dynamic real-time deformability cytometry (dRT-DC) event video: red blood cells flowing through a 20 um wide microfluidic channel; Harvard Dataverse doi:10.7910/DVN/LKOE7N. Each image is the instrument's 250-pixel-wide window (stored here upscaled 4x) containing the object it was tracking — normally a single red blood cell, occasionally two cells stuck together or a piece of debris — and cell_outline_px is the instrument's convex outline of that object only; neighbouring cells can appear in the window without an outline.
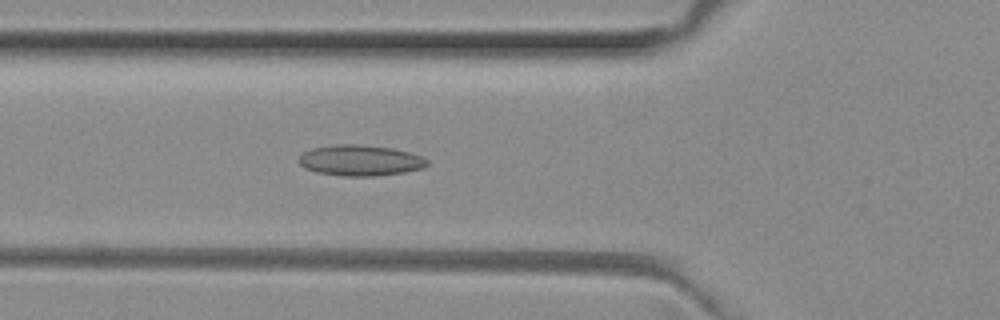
{"species": "common noctule bat (a hibernating species)", "species_latin": "Nyctalus noctula", "temperature_condition": "room temperature", "stored_images_in_passage": 51, "camera_frame_rate_fps": 3000, "um_per_image_px": 0.085, "animal": {"sex": "female", "body_mass_g": 29.2, "forearm_length_mm": 56.3}, "frame": {"image": 1, "passage_image": 18, "time_ms": 5.667, "image_size_px": [1000, 320], "cell_outline_px": [[428, 164], [424, 168], [404, 172], [376, 176], [340, 176], [316, 172], [304, 168], [300, 164], [300, 156], [304, 152], [312, 148], [340, 144], [360, 144], [392, 148], [424, 156], [428, 160]], "centroid_in_image_um": [30.65, 13.64], "position_along_channel_um": 95.2, "area_um2": 23.12}}
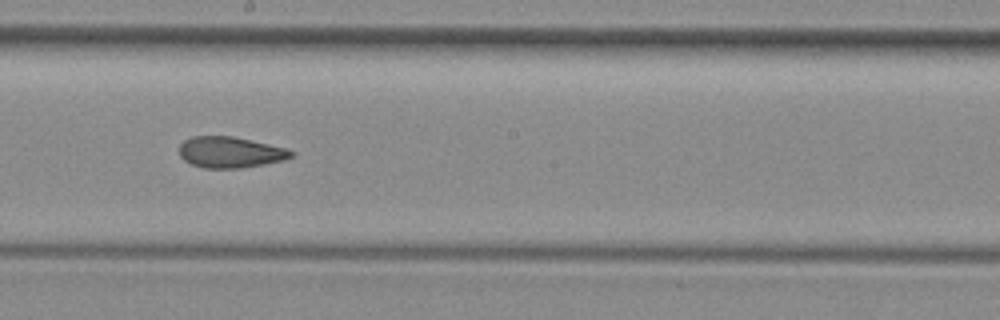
{"frame": {"image": 2, "passage_image": 28, "time_ms": 9.0, "image_size_px": [1000, 320], "cell_outline_px": [[296, 152], [292, 156], [284, 160], [244, 168], [204, 168], [192, 164], [184, 160], [180, 156], [180, 144], [184, 140], [192, 136], [232, 136], [288, 148]], "centroid_in_image_um": [19.59, 12.94], "position_along_channel_um": 228.6, "area_um2": 20.35}}
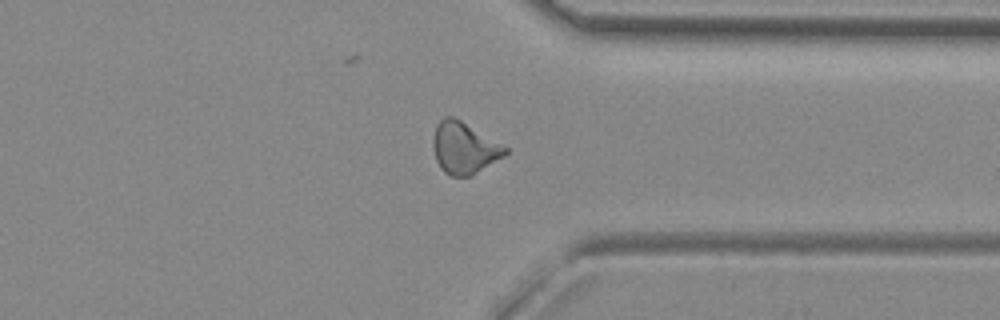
{"frame": {"image": 3, "passage_image": 39, "time_ms": 12.667, "image_size_px": [1000, 320], "cell_outline_px": [[508, 152], [504, 156], [472, 176], [452, 176], [444, 172], [440, 168], [436, 160], [432, 148], [432, 140], [436, 124], [444, 116], [452, 116], [460, 120], [508, 148]], "centroid_in_image_um": [39.42, 12.59], "position_along_channel_um": 372.0, "area_um2": 21.68}}